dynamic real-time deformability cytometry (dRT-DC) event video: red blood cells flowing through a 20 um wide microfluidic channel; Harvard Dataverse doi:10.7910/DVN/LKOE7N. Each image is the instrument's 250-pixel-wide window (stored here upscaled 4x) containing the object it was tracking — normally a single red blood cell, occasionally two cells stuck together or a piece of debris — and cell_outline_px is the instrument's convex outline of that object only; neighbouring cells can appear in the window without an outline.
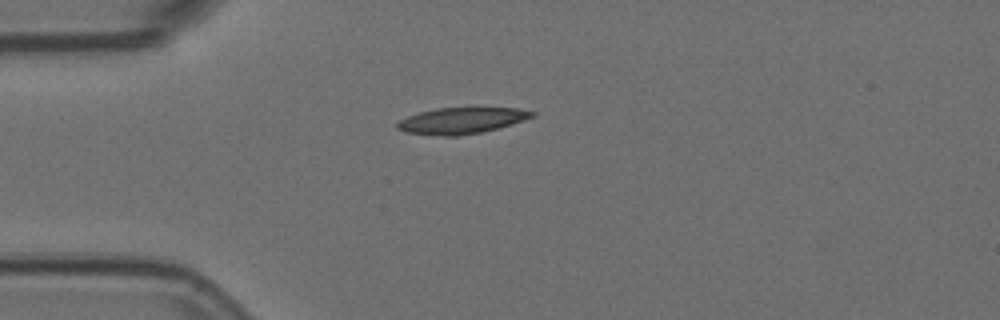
{"species": "Egyptian fruit bat (a non-hibernating species)", "species_latin": "Rousettus aegyptiacus", "temperature_condition": "room temperature", "stored_images_in_passage": 8, "camera_frame_rate_fps": 3000, "um_per_image_px": 0.085, "animal": {"sex": "female"}, "frame": {"image": 1, "passage_image": 1, "time_ms": 0.0, "image_size_px": [1000, 320], "cell_outline_px": [[536, 116], [496, 128], [480, 132], [460, 136], [444, 136], [404, 132], [396, 128], [396, 124], [400, 120], [408, 116], [420, 112], [436, 108], [516, 108], [536, 112]], "centroid_in_image_um": [39.2, 10.25], "position_along_channel_um": 45.8, "area_um2": 20.35}}
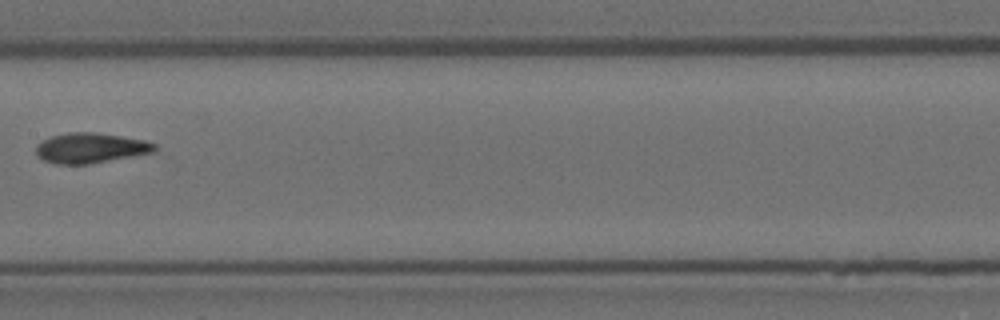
{"frame": {"image": 2, "passage_image": 5, "time_ms": 1.333, "image_size_px": [1000, 320], "cell_outline_px": [[160, 148], [152, 152], [132, 156], [88, 164], [56, 164], [44, 160], [36, 156], [36, 144], [48, 136], [68, 132], [92, 132], [120, 136], [144, 140], [156, 144]], "centroid_in_image_um": [7.65, 12.57], "position_along_channel_um": 199.7, "area_um2": 20.92}}
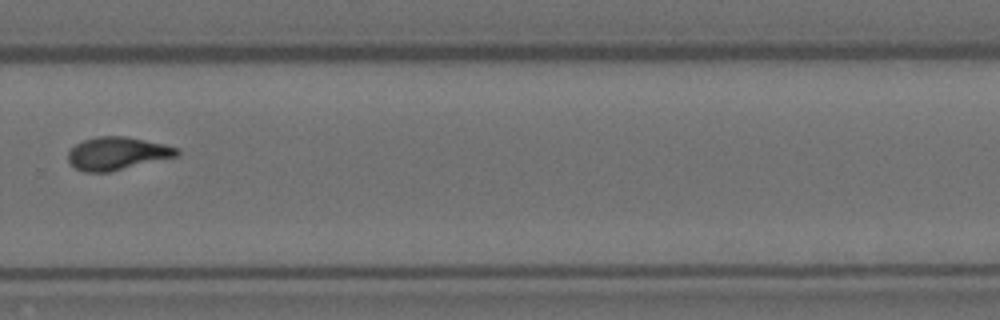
{"frame": {"image": 3, "passage_image": 8, "time_ms": 2.333, "image_size_px": [1000, 320], "cell_outline_px": [[180, 156], [108, 172], [84, 172], [76, 168], [68, 160], [68, 152], [76, 144], [84, 140], [96, 136], [124, 136], [164, 144], [180, 148]], "centroid_in_image_um": [10.0, 13.04], "position_along_channel_um": 319.8, "area_um2": 20.87}}